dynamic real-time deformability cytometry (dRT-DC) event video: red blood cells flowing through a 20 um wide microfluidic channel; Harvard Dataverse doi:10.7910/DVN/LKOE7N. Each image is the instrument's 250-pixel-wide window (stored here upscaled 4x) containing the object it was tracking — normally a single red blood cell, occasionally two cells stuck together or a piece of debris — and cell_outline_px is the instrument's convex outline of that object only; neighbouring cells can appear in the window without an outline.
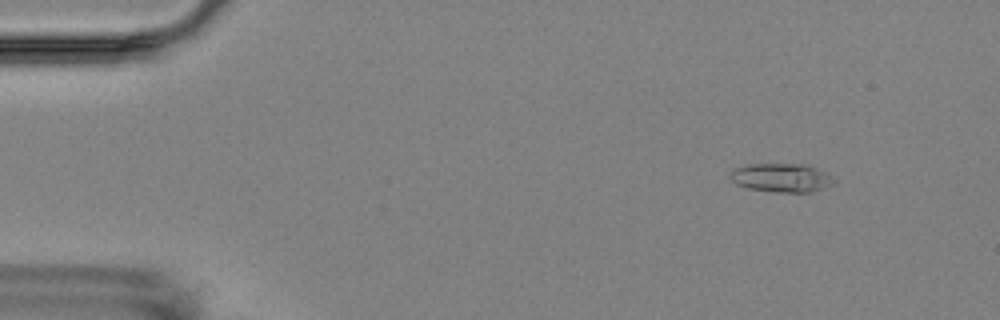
{"species": "Egyptian fruit bat (a non-hibernating species)", "species_latin": "Rousettus aegyptiacus", "temperature_condition": "room temperature", "stored_images_in_passage": 7, "camera_frame_rate_fps": 3000, "um_per_image_px": 0.085, "animal": {"sex": "female"}, "frame": {"image": 1, "passage_image": 2, "time_ms": 1.333, "image_size_px": [1000, 320], "cell_outline_px": [[836, 180], [832, 184], [824, 188], [812, 192], [776, 192], [748, 188], [736, 184], [728, 176], [736, 168], [748, 164], [804, 164], [816, 168], [824, 172]], "centroid_in_image_um": [66.42, 15.11], "position_along_channel_um": 18.6, "area_um2": 17.22}}